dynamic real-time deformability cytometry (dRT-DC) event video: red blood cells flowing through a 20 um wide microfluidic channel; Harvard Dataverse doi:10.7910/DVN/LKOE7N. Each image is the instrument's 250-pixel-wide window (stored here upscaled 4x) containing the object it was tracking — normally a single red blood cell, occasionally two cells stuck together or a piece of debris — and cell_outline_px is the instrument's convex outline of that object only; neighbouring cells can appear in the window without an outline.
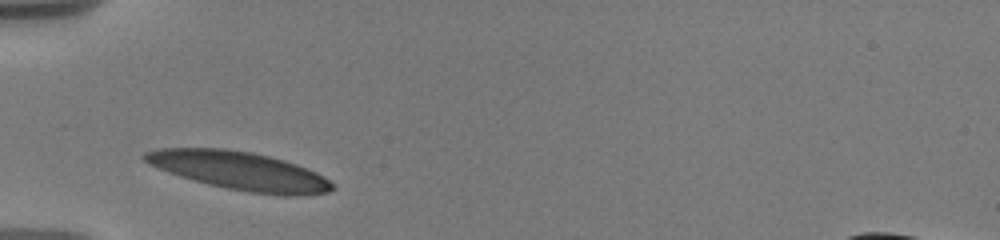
{"species": "human", "species_latin": "Homo sapiens", "temperature_condition": "warm", "stored_images_in_passage": 50, "camera_frame_rate_fps": 3000, "um_per_image_px": 0.085, "donor": {"sex": "male"}, "frame": {"image": 1, "passage_image": 1, "time_ms": 0.0, "image_size_px": [1000, 240], "cell_outline_px": [[336, 188], [328, 192], [296, 196], [284, 196], [248, 192], [208, 184], [180, 176], [168, 172], [148, 164], [140, 156], [144, 152], [160, 148], [224, 148], [252, 152], [284, 160], [308, 168], [324, 176]], "centroid_in_image_um": [20.35, 14.51], "position_along_channel_um": 64.6, "area_um2": 41.91}}
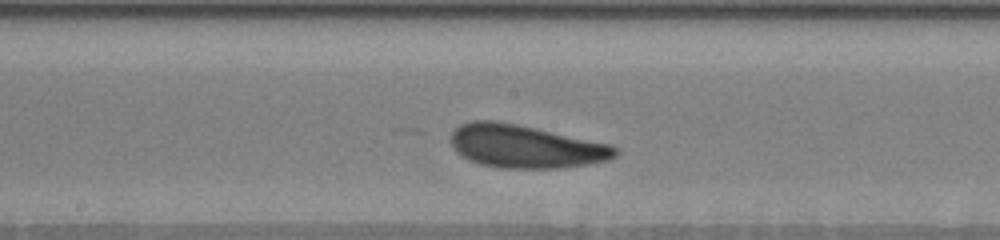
{"frame": {"image": 2, "passage_image": 25, "time_ms": 4.0, "image_size_px": [1000, 240], "cell_outline_px": [[616, 156], [608, 160], [588, 164], [560, 168], [500, 168], [480, 164], [468, 160], [460, 156], [452, 148], [448, 140], [452, 132], [460, 124], [472, 120], [492, 120], [516, 124], [608, 144], [616, 148]], "centroid_in_image_um": [44.56, 12.45], "position_along_channel_um": 203.6, "area_um2": 41.15}}
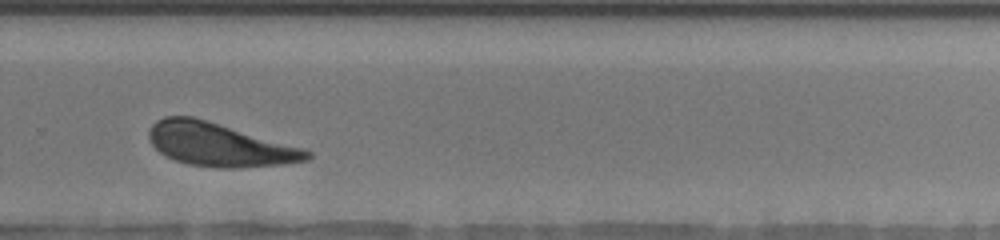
{"frame": {"image": 3, "passage_image": 43, "time_ms": 7.0, "image_size_px": [1000, 240], "cell_outline_px": [[312, 156], [308, 160], [284, 164], [240, 168], [216, 168], [188, 164], [176, 160], [160, 152], [148, 140], [148, 132], [152, 124], [156, 120], [164, 116], [192, 116], [304, 148], [312, 152]], "centroid_in_image_um": [18.64, 12.3], "position_along_channel_um": 311.2, "area_um2": 39.88}}